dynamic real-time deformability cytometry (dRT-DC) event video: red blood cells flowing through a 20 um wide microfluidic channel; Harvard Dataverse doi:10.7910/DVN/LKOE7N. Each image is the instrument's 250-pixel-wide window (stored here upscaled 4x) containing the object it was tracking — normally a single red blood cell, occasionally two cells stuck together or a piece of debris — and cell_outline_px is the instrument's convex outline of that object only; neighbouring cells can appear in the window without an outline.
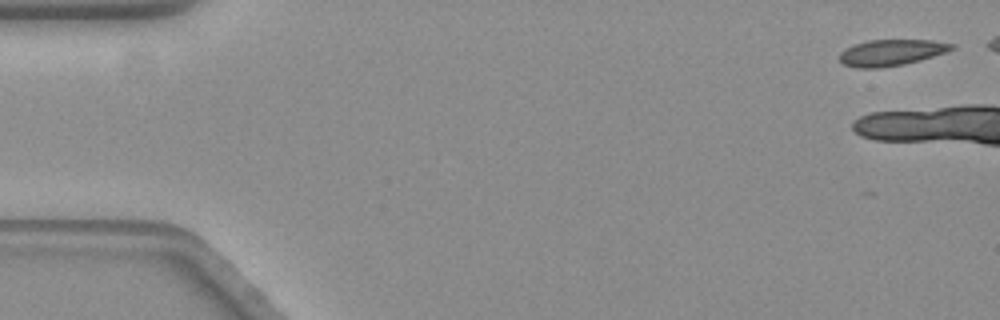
{"species": "common noctule bat (a hibernating species)", "species_latin": "Nyctalus noctula", "temperature_condition": "warm", "stored_images_in_passage": 6, "camera_frame_rate_fps": 3000, "um_per_image_px": 0.085, "animal": {"sex": "female", "body_mass_g": 19.3, "forearm_length_mm": 54.1}, "frame": {"image": 1, "passage_image": 1, "time_ms": 0.0, "image_size_px": [1000, 320], "cell_outline_px": [[956, 48], [920, 60], [904, 64], [880, 68], [856, 68], [844, 64], [840, 60], [840, 52], [844, 48], [868, 40], [932, 40], [956, 44]], "centroid_in_image_um": [75.76, 4.47], "position_along_channel_um": 9.2, "area_um2": 17.11}}